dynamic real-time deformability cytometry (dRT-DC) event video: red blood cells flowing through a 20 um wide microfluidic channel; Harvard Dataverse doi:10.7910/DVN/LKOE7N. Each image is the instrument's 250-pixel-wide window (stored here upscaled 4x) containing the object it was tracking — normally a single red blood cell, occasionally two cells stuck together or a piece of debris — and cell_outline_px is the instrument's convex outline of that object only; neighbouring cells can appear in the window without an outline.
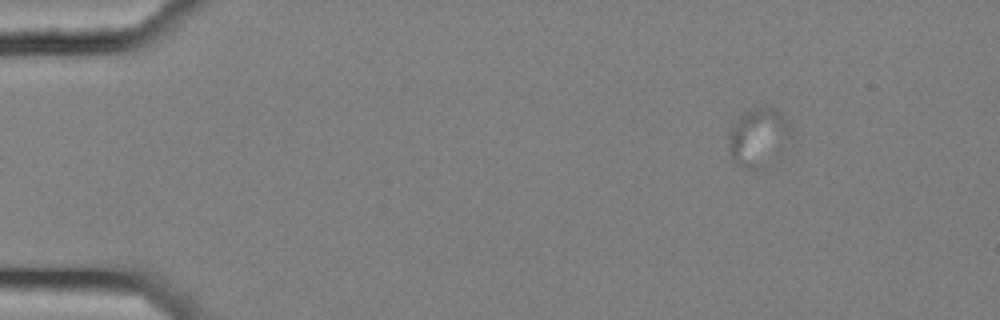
{"species": "common noctule bat (a hibernating species)", "species_latin": "Nyctalus noctula", "temperature_condition": "cold", "stored_images_in_passage": 5, "camera_frame_rate_fps": 3000, "um_per_image_px": 0.085, "animal": {"sex": "female", "body_mass_g": 25.1}, "frame": {"image": 1, "passage_image": 5, "time_ms": 1.333, "image_size_px": [1000, 320], "cell_outline_px": [[792, 144], [756, 168], [744, 168], [732, 160], [728, 136], [728, 132], [732, 124], [744, 112], [752, 108], [764, 104], [768, 104], [784, 112], [792, 128]], "centroid_in_image_um": [64.53, 11.55], "position_along_channel_um": 20.5, "area_um2": 21.73}}